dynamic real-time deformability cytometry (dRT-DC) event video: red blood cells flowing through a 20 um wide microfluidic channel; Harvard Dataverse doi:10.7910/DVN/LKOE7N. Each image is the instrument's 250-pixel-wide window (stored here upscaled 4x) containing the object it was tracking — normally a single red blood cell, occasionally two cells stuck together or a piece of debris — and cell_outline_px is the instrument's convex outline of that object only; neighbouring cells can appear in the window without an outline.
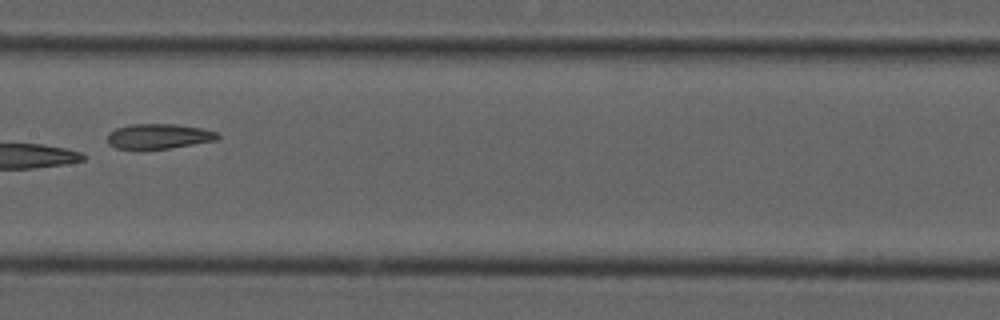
{"species": "common noctule bat (a hibernating species)", "species_latin": "Nyctalus noctula", "temperature_condition": "cold", "stored_images_in_passage": 8, "camera_frame_rate_fps": 3000, "um_per_image_px": 0.085, "animal": {"sex": "male", "forearm_length_mm": 52.5}, "frame": {"image": 1, "passage_image": 8, "time_ms": 2.333, "image_size_px": [1000, 320], "cell_outline_px": [[220, 136], [216, 140], [168, 148], [140, 152], [116, 148], [108, 144], [108, 132], [116, 128], [132, 124], [176, 124], [200, 128], [216, 132]], "centroid_in_image_um": [13.4, 11.62], "position_along_channel_um": 194.0, "area_um2": 16.47}}